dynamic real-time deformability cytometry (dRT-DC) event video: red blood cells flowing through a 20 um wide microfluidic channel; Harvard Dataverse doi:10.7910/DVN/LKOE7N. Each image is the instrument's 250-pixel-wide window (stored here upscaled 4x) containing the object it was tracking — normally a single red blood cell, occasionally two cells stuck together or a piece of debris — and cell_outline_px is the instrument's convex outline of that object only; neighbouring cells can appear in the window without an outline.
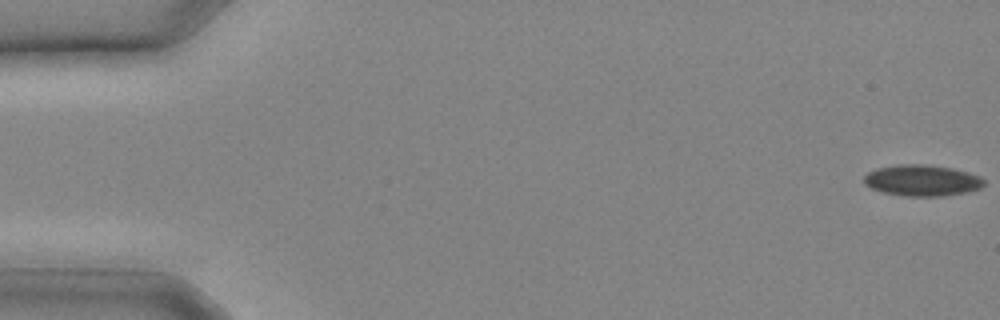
{"species": "common noctule bat (a hibernating species)", "species_latin": "Nyctalus noctula", "temperature_condition": "cold", "stored_images_in_passage": 12, "camera_frame_rate_fps": 3000, "um_per_image_px": 0.085, "animal": {"sex": "male", "body_mass_g": 20.4}, "frame": {"image": 1, "passage_image": 1, "time_ms": 0.0, "image_size_px": [1000, 320], "cell_outline_px": [[984, 184], [980, 188], [968, 192], [944, 196], [904, 196], [884, 192], [872, 188], [864, 184], [864, 176], [868, 172], [876, 168], [896, 164], [924, 164], [952, 168], [968, 172], [980, 176], [984, 180]], "centroid_in_image_um": [78.37, 15.33], "position_along_channel_um": 6.6, "area_um2": 21.91}}
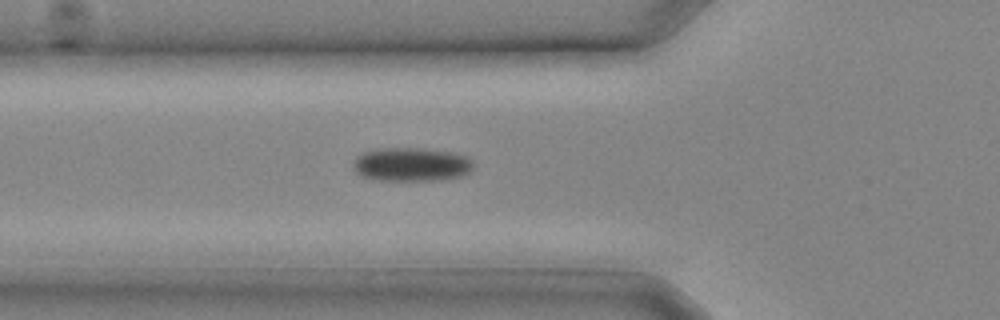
{"frame": {"image": 2, "passage_image": 10, "time_ms": 3.0, "image_size_px": [1000, 320], "cell_outline_px": [[476, 164], [472, 172], [464, 176], [444, 180], [380, 180], [360, 176], [356, 172], [352, 164], [356, 156], [364, 152], [384, 148], [420, 148], [452, 152], [468, 156]], "centroid_in_image_um": [35.04, 13.98], "position_along_channel_um": 90.8, "area_um2": 24.04}}
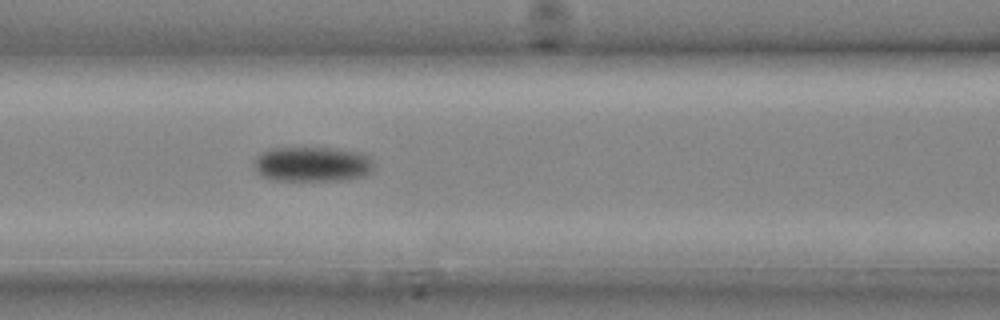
{"frame": {"image": 3, "passage_image": 12, "time_ms": 3.667, "image_size_px": [1000, 320], "cell_outline_px": [[372, 172], [368, 176], [344, 180], [276, 180], [260, 176], [256, 172], [256, 156], [260, 152], [268, 148], [336, 148], [360, 152], [368, 156], [372, 160]], "centroid_in_image_um": [26.57, 13.95], "position_along_channel_um": 140.0, "area_um2": 24.62}}